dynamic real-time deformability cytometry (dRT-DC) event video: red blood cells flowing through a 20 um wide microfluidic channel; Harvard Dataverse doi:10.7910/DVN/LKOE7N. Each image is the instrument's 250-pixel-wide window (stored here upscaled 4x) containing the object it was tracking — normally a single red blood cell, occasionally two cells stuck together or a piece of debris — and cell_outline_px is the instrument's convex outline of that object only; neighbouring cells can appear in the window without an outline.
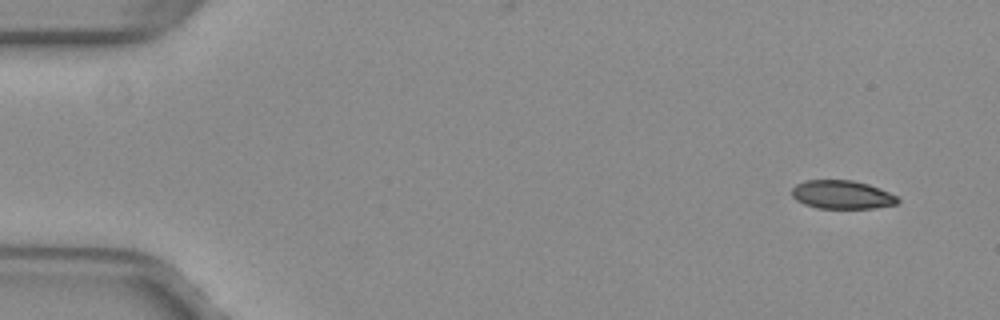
{"species": "common noctule bat (a hibernating species)", "species_latin": "Nyctalus noctula", "temperature_condition": "warm", "stored_images_in_passage": 14, "camera_frame_rate_fps": 3000, "um_per_image_px": 0.085, "animal": {"sex": "female", "body_mass_g": 29.2, "forearm_length_mm": 56.3}, "frame": {"image": 1, "passage_image": 1, "time_ms": 0.0, "image_size_px": [1000, 320], "cell_outline_px": [[900, 200], [896, 204], [876, 208], [816, 208], [804, 204], [796, 200], [792, 196], [792, 188], [796, 184], [804, 180], [852, 180], [868, 184], [880, 188], [896, 196]], "centroid_in_image_um": [71.55, 16.54], "position_along_channel_um": 13.4, "area_um2": 17.63}}
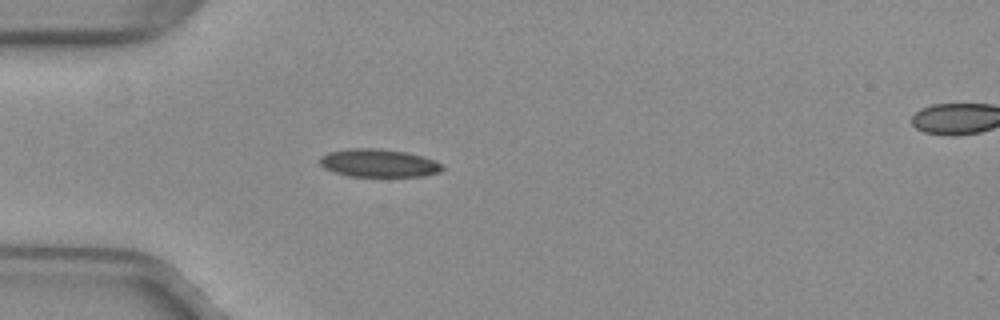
{"frame": {"image": 2, "passage_image": 13, "time_ms": 4.0, "image_size_px": [1000, 320], "cell_outline_px": [[444, 168], [440, 172], [424, 176], [348, 176], [324, 168], [320, 164], [320, 156], [328, 152], [352, 148], [376, 148], [404, 152], [424, 156], [444, 164]], "centroid_in_image_um": [32.21, 13.86], "position_along_channel_um": 52.8, "area_um2": 20.0}}